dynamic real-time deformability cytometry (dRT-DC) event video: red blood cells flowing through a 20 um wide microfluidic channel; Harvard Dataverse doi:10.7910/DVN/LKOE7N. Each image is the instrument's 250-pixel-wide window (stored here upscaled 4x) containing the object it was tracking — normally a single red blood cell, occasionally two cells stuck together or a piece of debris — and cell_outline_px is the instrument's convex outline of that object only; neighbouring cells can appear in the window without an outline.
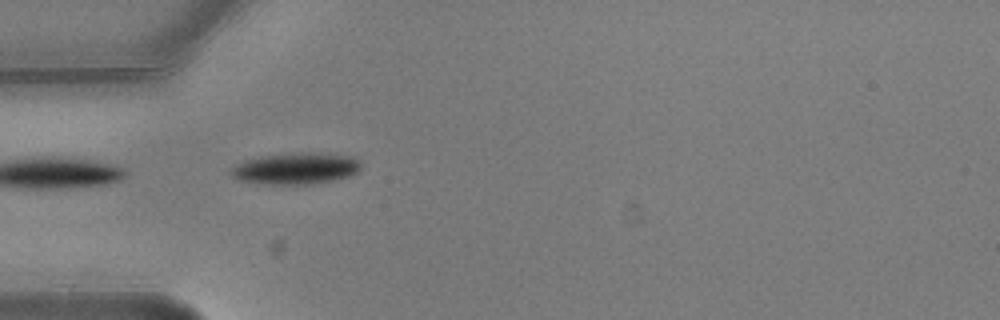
{"species": "common noctule bat (a hibernating species)", "species_latin": "Nyctalus noctula", "temperature_condition": "warm", "stored_images_in_passage": 2, "camera_frame_rate_fps": 3000, "um_per_image_px": 0.085, "animal": {"sex": "male", "body_mass_g": 20.5, "forearm_length_mm": 52.5}, "frame": {"image": 1, "passage_image": 1, "time_ms": 0.0, "image_size_px": [1000, 320], "cell_outline_px": [[360, 168], [352, 176], [312, 184], [256, 184], [236, 180], [232, 176], [228, 168], [244, 160], [260, 156], [296, 152], [320, 152], [352, 156], [360, 160]], "centroid_in_image_um": [25.1, 14.31], "position_along_channel_um": 59.9, "area_um2": 24.45}}